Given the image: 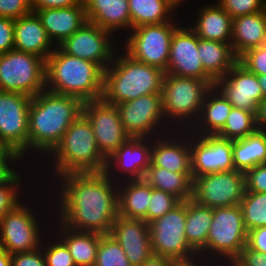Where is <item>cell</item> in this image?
<instances>
[{"mask_svg":"<svg viewBox=\"0 0 266 266\" xmlns=\"http://www.w3.org/2000/svg\"><path fill=\"white\" fill-rule=\"evenodd\" d=\"M54 216L66 227L110 234L118 216V182L106 173H71L49 187Z\"/></svg>","mask_w":266,"mask_h":266,"instance_id":"6da1fadb","label":"cell"},{"mask_svg":"<svg viewBox=\"0 0 266 266\" xmlns=\"http://www.w3.org/2000/svg\"><path fill=\"white\" fill-rule=\"evenodd\" d=\"M74 96L47 90L32 97L28 119V164L37 167L59 144L71 123L82 113Z\"/></svg>","mask_w":266,"mask_h":266,"instance_id":"7a4b0ae2","label":"cell"},{"mask_svg":"<svg viewBox=\"0 0 266 266\" xmlns=\"http://www.w3.org/2000/svg\"><path fill=\"white\" fill-rule=\"evenodd\" d=\"M106 160L99 152L89 120L81 113L36 167L38 185L49 187L59 176L71 173L103 172Z\"/></svg>","mask_w":266,"mask_h":266,"instance_id":"3957f363","label":"cell"},{"mask_svg":"<svg viewBox=\"0 0 266 266\" xmlns=\"http://www.w3.org/2000/svg\"><path fill=\"white\" fill-rule=\"evenodd\" d=\"M53 218L49 188L38 185L0 221V246L10 255L41 247Z\"/></svg>","mask_w":266,"mask_h":266,"instance_id":"277c9868","label":"cell"},{"mask_svg":"<svg viewBox=\"0 0 266 266\" xmlns=\"http://www.w3.org/2000/svg\"><path fill=\"white\" fill-rule=\"evenodd\" d=\"M46 90L74 96L83 103L102 98L104 70L96 63L73 57L58 46L46 60Z\"/></svg>","mask_w":266,"mask_h":266,"instance_id":"5b68a950","label":"cell"},{"mask_svg":"<svg viewBox=\"0 0 266 266\" xmlns=\"http://www.w3.org/2000/svg\"><path fill=\"white\" fill-rule=\"evenodd\" d=\"M165 71L133 59L121 47L104 70L102 99L116 105L161 93Z\"/></svg>","mask_w":266,"mask_h":266,"instance_id":"8992f818","label":"cell"},{"mask_svg":"<svg viewBox=\"0 0 266 266\" xmlns=\"http://www.w3.org/2000/svg\"><path fill=\"white\" fill-rule=\"evenodd\" d=\"M215 80L165 74L161 89L165 122L173 130H189L197 121L206 93Z\"/></svg>","mask_w":266,"mask_h":266,"instance_id":"52a82bcc","label":"cell"},{"mask_svg":"<svg viewBox=\"0 0 266 266\" xmlns=\"http://www.w3.org/2000/svg\"><path fill=\"white\" fill-rule=\"evenodd\" d=\"M245 228L239 205L213 209L207 244L198 253L200 258L219 266L232 263L247 245Z\"/></svg>","mask_w":266,"mask_h":266,"instance_id":"ba28073f","label":"cell"},{"mask_svg":"<svg viewBox=\"0 0 266 266\" xmlns=\"http://www.w3.org/2000/svg\"><path fill=\"white\" fill-rule=\"evenodd\" d=\"M183 22L138 26L120 41V47L133 59L166 72L174 31Z\"/></svg>","mask_w":266,"mask_h":266,"instance_id":"9c48e42d","label":"cell"},{"mask_svg":"<svg viewBox=\"0 0 266 266\" xmlns=\"http://www.w3.org/2000/svg\"><path fill=\"white\" fill-rule=\"evenodd\" d=\"M46 61L33 54L10 50L0 54V91L31 97L46 90Z\"/></svg>","mask_w":266,"mask_h":266,"instance_id":"30bf717a","label":"cell"},{"mask_svg":"<svg viewBox=\"0 0 266 266\" xmlns=\"http://www.w3.org/2000/svg\"><path fill=\"white\" fill-rule=\"evenodd\" d=\"M186 201L149 223L151 249L154 255L174 261H190L199 254L189 245L186 235Z\"/></svg>","mask_w":266,"mask_h":266,"instance_id":"8fae6325","label":"cell"},{"mask_svg":"<svg viewBox=\"0 0 266 266\" xmlns=\"http://www.w3.org/2000/svg\"><path fill=\"white\" fill-rule=\"evenodd\" d=\"M125 132L131 137H158L173 129L165 122L161 93L116 104Z\"/></svg>","mask_w":266,"mask_h":266,"instance_id":"7c38bea8","label":"cell"},{"mask_svg":"<svg viewBox=\"0 0 266 266\" xmlns=\"http://www.w3.org/2000/svg\"><path fill=\"white\" fill-rule=\"evenodd\" d=\"M31 96L0 91V145L28 163V119Z\"/></svg>","mask_w":266,"mask_h":266,"instance_id":"4fadbf2b","label":"cell"},{"mask_svg":"<svg viewBox=\"0 0 266 266\" xmlns=\"http://www.w3.org/2000/svg\"><path fill=\"white\" fill-rule=\"evenodd\" d=\"M58 47L68 55L94 62L105 70L112 63L120 41L110 31L87 21Z\"/></svg>","mask_w":266,"mask_h":266,"instance_id":"5bb4252c","label":"cell"},{"mask_svg":"<svg viewBox=\"0 0 266 266\" xmlns=\"http://www.w3.org/2000/svg\"><path fill=\"white\" fill-rule=\"evenodd\" d=\"M245 193V177L240 171H223L193 179L192 200L209 208L239 205Z\"/></svg>","mask_w":266,"mask_h":266,"instance_id":"9a60e30c","label":"cell"},{"mask_svg":"<svg viewBox=\"0 0 266 266\" xmlns=\"http://www.w3.org/2000/svg\"><path fill=\"white\" fill-rule=\"evenodd\" d=\"M82 114L89 120L99 152L106 159L131 138L125 132L116 105L102 98L84 102Z\"/></svg>","mask_w":266,"mask_h":266,"instance_id":"2e32d148","label":"cell"},{"mask_svg":"<svg viewBox=\"0 0 266 266\" xmlns=\"http://www.w3.org/2000/svg\"><path fill=\"white\" fill-rule=\"evenodd\" d=\"M192 1L182 6V14L184 21L195 34L202 39L230 43L233 18L216 0Z\"/></svg>","mask_w":266,"mask_h":266,"instance_id":"e0dca14e","label":"cell"},{"mask_svg":"<svg viewBox=\"0 0 266 266\" xmlns=\"http://www.w3.org/2000/svg\"><path fill=\"white\" fill-rule=\"evenodd\" d=\"M192 178L235 170L233 140L190 132Z\"/></svg>","mask_w":266,"mask_h":266,"instance_id":"ac0fdd59","label":"cell"},{"mask_svg":"<svg viewBox=\"0 0 266 266\" xmlns=\"http://www.w3.org/2000/svg\"><path fill=\"white\" fill-rule=\"evenodd\" d=\"M151 148L152 138H129L106 160L104 172L116 182L143 179L150 166Z\"/></svg>","mask_w":266,"mask_h":266,"instance_id":"d6986e66","label":"cell"},{"mask_svg":"<svg viewBox=\"0 0 266 266\" xmlns=\"http://www.w3.org/2000/svg\"><path fill=\"white\" fill-rule=\"evenodd\" d=\"M198 41L199 37L184 21L172 36L165 74L214 80L202 66L198 54Z\"/></svg>","mask_w":266,"mask_h":266,"instance_id":"ffe728a7","label":"cell"},{"mask_svg":"<svg viewBox=\"0 0 266 266\" xmlns=\"http://www.w3.org/2000/svg\"><path fill=\"white\" fill-rule=\"evenodd\" d=\"M214 86L223 94L233 108L256 114L263 93L256 74L249 72L237 62Z\"/></svg>","mask_w":266,"mask_h":266,"instance_id":"44dd1931","label":"cell"},{"mask_svg":"<svg viewBox=\"0 0 266 266\" xmlns=\"http://www.w3.org/2000/svg\"><path fill=\"white\" fill-rule=\"evenodd\" d=\"M150 166L177 173L191 172L190 131L172 130L152 138Z\"/></svg>","mask_w":266,"mask_h":266,"instance_id":"7402d4cb","label":"cell"},{"mask_svg":"<svg viewBox=\"0 0 266 266\" xmlns=\"http://www.w3.org/2000/svg\"><path fill=\"white\" fill-rule=\"evenodd\" d=\"M110 235L120 244L132 266L141 264L152 256L149 224L143 219L118 215Z\"/></svg>","mask_w":266,"mask_h":266,"instance_id":"603a6c76","label":"cell"},{"mask_svg":"<svg viewBox=\"0 0 266 266\" xmlns=\"http://www.w3.org/2000/svg\"><path fill=\"white\" fill-rule=\"evenodd\" d=\"M87 21L121 41L131 30L128 0H83Z\"/></svg>","mask_w":266,"mask_h":266,"instance_id":"cb8c5ba5","label":"cell"},{"mask_svg":"<svg viewBox=\"0 0 266 266\" xmlns=\"http://www.w3.org/2000/svg\"><path fill=\"white\" fill-rule=\"evenodd\" d=\"M55 48L36 13L31 12L14 20L15 50L33 54L46 61Z\"/></svg>","mask_w":266,"mask_h":266,"instance_id":"d4e9b609","label":"cell"},{"mask_svg":"<svg viewBox=\"0 0 266 266\" xmlns=\"http://www.w3.org/2000/svg\"><path fill=\"white\" fill-rule=\"evenodd\" d=\"M35 13L55 46L60 45L87 22L83 1L72 7L43 9Z\"/></svg>","mask_w":266,"mask_h":266,"instance_id":"484cf974","label":"cell"},{"mask_svg":"<svg viewBox=\"0 0 266 266\" xmlns=\"http://www.w3.org/2000/svg\"><path fill=\"white\" fill-rule=\"evenodd\" d=\"M131 29L143 25L184 22L182 6L175 0H128Z\"/></svg>","mask_w":266,"mask_h":266,"instance_id":"4316f807","label":"cell"},{"mask_svg":"<svg viewBox=\"0 0 266 266\" xmlns=\"http://www.w3.org/2000/svg\"><path fill=\"white\" fill-rule=\"evenodd\" d=\"M51 230L66 244L76 266L95 265L102 234L70 229L55 216L51 223Z\"/></svg>","mask_w":266,"mask_h":266,"instance_id":"83f0119b","label":"cell"},{"mask_svg":"<svg viewBox=\"0 0 266 266\" xmlns=\"http://www.w3.org/2000/svg\"><path fill=\"white\" fill-rule=\"evenodd\" d=\"M38 186L36 167L23 163L0 183V221ZM27 194V195H26Z\"/></svg>","mask_w":266,"mask_h":266,"instance_id":"f1b7e54d","label":"cell"},{"mask_svg":"<svg viewBox=\"0 0 266 266\" xmlns=\"http://www.w3.org/2000/svg\"><path fill=\"white\" fill-rule=\"evenodd\" d=\"M233 106L213 86L207 93L197 121L189 129L193 134L216 135L224 126Z\"/></svg>","mask_w":266,"mask_h":266,"instance_id":"f546056e","label":"cell"},{"mask_svg":"<svg viewBox=\"0 0 266 266\" xmlns=\"http://www.w3.org/2000/svg\"><path fill=\"white\" fill-rule=\"evenodd\" d=\"M266 32V9L233 19L231 45L239 58L247 50L261 46Z\"/></svg>","mask_w":266,"mask_h":266,"instance_id":"4dcf8cb0","label":"cell"},{"mask_svg":"<svg viewBox=\"0 0 266 266\" xmlns=\"http://www.w3.org/2000/svg\"><path fill=\"white\" fill-rule=\"evenodd\" d=\"M151 186L144 179L118 182V215L147 223Z\"/></svg>","mask_w":266,"mask_h":266,"instance_id":"1f68e13d","label":"cell"},{"mask_svg":"<svg viewBox=\"0 0 266 266\" xmlns=\"http://www.w3.org/2000/svg\"><path fill=\"white\" fill-rule=\"evenodd\" d=\"M198 54L204 70L215 81L238 62L231 43L199 38Z\"/></svg>","mask_w":266,"mask_h":266,"instance_id":"d6a6232c","label":"cell"},{"mask_svg":"<svg viewBox=\"0 0 266 266\" xmlns=\"http://www.w3.org/2000/svg\"><path fill=\"white\" fill-rule=\"evenodd\" d=\"M235 171L245 173L260 164H266V130L257 129L245 138L233 140Z\"/></svg>","mask_w":266,"mask_h":266,"instance_id":"836d02e7","label":"cell"},{"mask_svg":"<svg viewBox=\"0 0 266 266\" xmlns=\"http://www.w3.org/2000/svg\"><path fill=\"white\" fill-rule=\"evenodd\" d=\"M143 179L154 189L169 192L181 201L192 199V173H177L149 166Z\"/></svg>","mask_w":266,"mask_h":266,"instance_id":"e575fe53","label":"cell"},{"mask_svg":"<svg viewBox=\"0 0 266 266\" xmlns=\"http://www.w3.org/2000/svg\"><path fill=\"white\" fill-rule=\"evenodd\" d=\"M213 209L192 199L186 201L185 235L189 245L199 253L207 244Z\"/></svg>","mask_w":266,"mask_h":266,"instance_id":"d590c367","label":"cell"},{"mask_svg":"<svg viewBox=\"0 0 266 266\" xmlns=\"http://www.w3.org/2000/svg\"><path fill=\"white\" fill-rule=\"evenodd\" d=\"M257 129L255 114L243 109L232 108L223 128L216 135L230 140H237L245 138Z\"/></svg>","mask_w":266,"mask_h":266,"instance_id":"8d00e7d4","label":"cell"},{"mask_svg":"<svg viewBox=\"0 0 266 266\" xmlns=\"http://www.w3.org/2000/svg\"><path fill=\"white\" fill-rule=\"evenodd\" d=\"M239 206L247 231L266 226V193L245 191Z\"/></svg>","mask_w":266,"mask_h":266,"instance_id":"74e56055","label":"cell"},{"mask_svg":"<svg viewBox=\"0 0 266 266\" xmlns=\"http://www.w3.org/2000/svg\"><path fill=\"white\" fill-rule=\"evenodd\" d=\"M41 248L46 266H76L66 244L52 230L45 235Z\"/></svg>","mask_w":266,"mask_h":266,"instance_id":"f35d334b","label":"cell"},{"mask_svg":"<svg viewBox=\"0 0 266 266\" xmlns=\"http://www.w3.org/2000/svg\"><path fill=\"white\" fill-rule=\"evenodd\" d=\"M94 266H132L120 244L110 234L100 236Z\"/></svg>","mask_w":266,"mask_h":266,"instance_id":"ab89813d","label":"cell"},{"mask_svg":"<svg viewBox=\"0 0 266 266\" xmlns=\"http://www.w3.org/2000/svg\"><path fill=\"white\" fill-rule=\"evenodd\" d=\"M147 210V224L163 217L168 211L177 206L181 200L175 195L151 187V200Z\"/></svg>","mask_w":266,"mask_h":266,"instance_id":"60d3db41","label":"cell"},{"mask_svg":"<svg viewBox=\"0 0 266 266\" xmlns=\"http://www.w3.org/2000/svg\"><path fill=\"white\" fill-rule=\"evenodd\" d=\"M217 3L234 19L266 9V0H216Z\"/></svg>","mask_w":266,"mask_h":266,"instance_id":"b9f144b4","label":"cell"},{"mask_svg":"<svg viewBox=\"0 0 266 266\" xmlns=\"http://www.w3.org/2000/svg\"><path fill=\"white\" fill-rule=\"evenodd\" d=\"M238 62L251 73L266 75V47L247 50L238 58Z\"/></svg>","mask_w":266,"mask_h":266,"instance_id":"7bdbcfd3","label":"cell"},{"mask_svg":"<svg viewBox=\"0 0 266 266\" xmlns=\"http://www.w3.org/2000/svg\"><path fill=\"white\" fill-rule=\"evenodd\" d=\"M23 163L13 150L0 145V183L8 179Z\"/></svg>","mask_w":266,"mask_h":266,"instance_id":"ee69618b","label":"cell"},{"mask_svg":"<svg viewBox=\"0 0 266 266\" xmlns=\"http://www.w3.org/2000/svg\"><path fill=\"white\" fill-rule=\"evenodd\" d=\"M245 191L266 193V164H260L244 173Z\"/></svg>","mask_w":266,"mask_h":266,"instance_id":"f6af8a7d","label":"cell"},{"mask_svg":"<svg viewBox=\"0 0 266 266\" xmlns=\"http://www.w3.org/2000/svg\"><path fill=\"white\" fill-rule=\"evenodd\" d=\"M31 12V0H0V17L15 20Z\"/></svg>","mask_w":266,"mask_h":266,"instance_id":"bcb514c9","label":"cell"},{"mask_svg":"<svg viewBox=\"0 0 266 266\" xmlns=\"http://www.w3.org/2000/svg\"><path fill=\"white\" fill-rule=\"evenodd\" d=\"M11 266H46L42 248L12 254Z\"/></svg>","mask_w":266,"mask_h":266,"instance_id":"7dc6e473","label":"cell"},{"mask_svg":"<svg viewBox=\"0 0 266 266\" xmlns=\"http://www.w3.org/2000/svg\"><path fill=\"white\" fill-rule=\"evenodd\" d=\"M14 49V19L0 17V54Z\"/></svg>","mask_w":266,"mask_h":266,"instance_id":"c3c4849f","label":"cell"},{"mask_svg":"<svg viewBox=\"0 0 266 266\" xmlns=\"http://www.w3.org/2000/svg\"><path fill=\"white\" fill-rule=\"evenodd\" d=\"M233 263L236 266H266V254L254 251L246 245Z\"/></svg>","mask_w":266,"mask_h":266,"instance_id":"681fc988","label":"cell"},{"mask_svg":"<svg viewBox=\"0 0 266 266\" xmlns=\"http://www.w3.org/2000/svg\"><path fill=\"white\" fill-rule=\"evenodd\" d=\"M247 246L254 251L266 254V226L248 231Z\"/></svg>","mask_w":266,"mask_h":266,"instance_id":"f907efd6","label":"cell"},{"mask_svg":"<svg viewBox=\"0 0 266 266\" xmlns=\"http://www.w3.org/2000/svg\"><path fill=\"white\" fill-rule=\"evenodd\" d=\"M83 0H31L32 12L43 9L68 8L79 5Z\"/></svg>","mask_w":266,"mask_h":266,"instance_id":"816d5d0a","label":"cell"},{"mask_svg":"<svg viewBox=\"0 0 266 266\" xmlns=\"http://www.w3.org/2000/svg\"><path fill=\"white\" fill-rule=\"evenodd\" d=\"M176 261L168 257L152 254L141 266H172Z\"/></svg>","mask_w":266,"mask_h":266,"instance_id":"f5cc1de1","label":"cell"},{"mask_svg":"<svg viewBox=\"0 0 266 266\" xmlns=\"http://www.w3.org/2000/svg\"><path fill=\"white\" fill-rule=\"evenodd\" d=\"M258 129L266 130V98H263L257 107L255 114Z\"/></svg>","mask_w":266,"mask_h":266,"instance_id":"db71d44e","label":"cell"},{"mask_svg":"<svg viewBox=\"0 0 266 266\" xmlns=\"http://www.w3.org/2000/svg\"><path fill=\"white\" fill-rule=\"evenodd\" d=\"M172 266H219L218 264L205 260L204 258L197 257L190 261H176Z\"/></svg>","mask_w":266,"mask_h":266,"instance_id":"11a10c76","label":"cell"},{"mask_svg":"<svg viewBox=\"0 0 266 266\" xmlns=\"http://www.w3.org/2000/svg\"><path fill=\"white\" fill-rule=\"evenodd\" d=\"M0 266H11V255L0 246Z\"/></svg>","mask_w":266,"mask_h":266,"instance_id":"9f6ffc18","label":"cell"},{"mask_svg":"<svg viewBox=\"0 0 266 266\" xmlns=\"http://www.w3.org/2000/svg\"><path fill=\"white\" fill-rule=\"evenodd\" d=\"M261 90L263 93V98H266V75H257Z\"/></svg>","mask_w":266,"mask_h":266,"instance_id":"6f0895ef","label":"cell"},{"mask_svg":"<svg viewBox=\"0 0 266 266\" xmlns=\"http://www.w3.org/2000/svg\"><path fill=\"white\" fill-rule=\"evenodd\" d=\"M177 3H179L181 6H183L185 3L190 2L192 0H175Z\"/></svg>","mask_w":266,"mask_h":266,"instance_id":"680465c9","label":"cell"},{"mask_svg":"<svg viewBox=\"0 0 266 266\" xmlns=\"http://www.w3.org/2000/svg\"><path fill=\"white\" fill-rule=\"evenodd\" d=\"M261 46L266 47V32H265V34H264V37H263V40H262Z\"/></svg>","mask_w":266,"mask_h":266,"instance_id":"91938a15","label":"cell"},{"mask_svg":"<svg viewBox=\"0 0 266 266\" xmlns=\"http://www.w3.org/2000/svg\"><path fill=\"white\" fill-rule=\"evenodd\" d=\"M226 266H236L233 262L230 264H227Z\"/></svg>","mask_w":266,"mask_h":266,"instance_id":"94428289","label":"cell"}]
</instances>
